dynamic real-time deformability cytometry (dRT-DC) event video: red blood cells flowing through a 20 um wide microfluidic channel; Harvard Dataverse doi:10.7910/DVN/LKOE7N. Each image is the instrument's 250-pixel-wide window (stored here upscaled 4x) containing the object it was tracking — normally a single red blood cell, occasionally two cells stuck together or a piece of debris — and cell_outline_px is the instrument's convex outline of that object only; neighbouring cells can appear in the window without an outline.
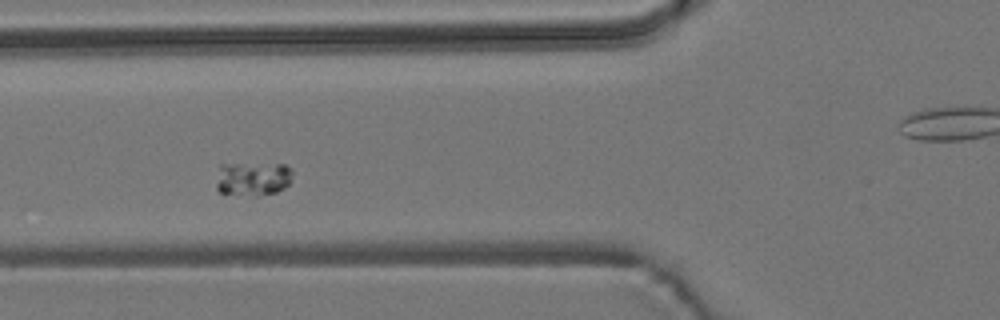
{"species": "common noctule bat (a hibernating species)", "species_latin": "Nyctalus noctula", "temperature_condition": "room temperature", "stored_images_in_passage": 10, "camera_frame_rate_fps": 3000, "um_per_image_px": 0.085, "animal": {"sex": "male", "body_mass_g": 19.2, "forearm_length_mm": 51.8}, "frame": {"image": 1, "passage_image": 5, "time_ms": 4.333, "image_size_px": [1000, 320], "cell_outline_px": [[292, 172], [288, 184], [284, 188], [276, 192], [256, 196], [240, 196], [220, 192], [216, 188], [216, 184], [220, 164], [284, 164], [292, 168]], "centroid_in_image_um": [21.47, 15.2], "position_along_channel_um": 104.3, "area_um2": 15.26}}
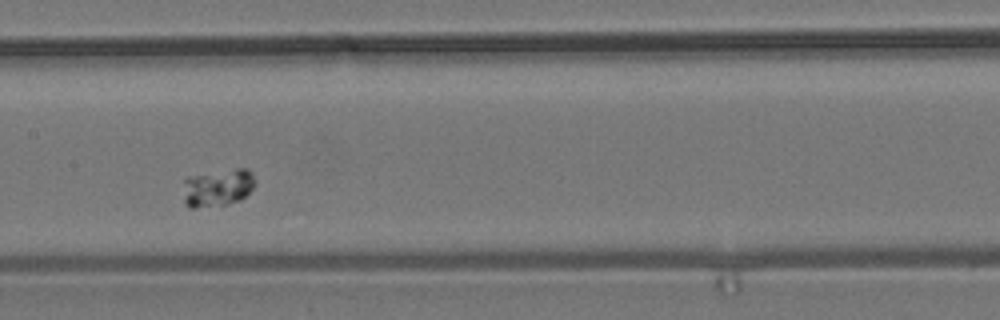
{"frame": {"image": 2, "passage_image": 7, "time_ms": 6.667, "image_size_px": [1000, 320], "cell_outline_px": [[256, 184], [240, 200], [228, 204], [196, 208], [188, 208], [184, 200], [184, 180], [188, 176], [236, 168], [248, 168], [252, 172], [256, 180]], "centroid_in_image_um": [18.52, 15.94], "position_along_channel_um": 188.9, "area_um2": 15.9}}
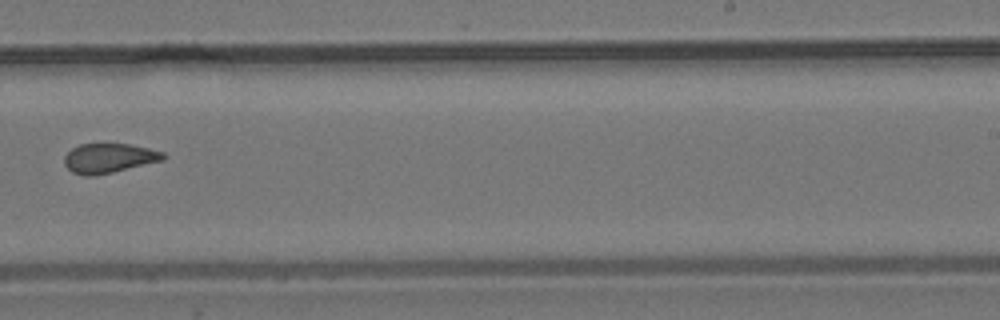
{"frame": {"image": 3, "passage_image": 10, "time_ms": 11.0, "image_size_px": [1000, 320], "cell_outline_px": [[164, 160], [112, 172], [92, 176], [84, 176], [72, 172], [64, 164], [64, 156], [72, 148], [80, 144], [128, 144], [148, 148], [164, 152]], "centroid_in_image_um": [9.23, 13.44], "position_along_channel_um": 279.8, "area_um2": 16.88}}